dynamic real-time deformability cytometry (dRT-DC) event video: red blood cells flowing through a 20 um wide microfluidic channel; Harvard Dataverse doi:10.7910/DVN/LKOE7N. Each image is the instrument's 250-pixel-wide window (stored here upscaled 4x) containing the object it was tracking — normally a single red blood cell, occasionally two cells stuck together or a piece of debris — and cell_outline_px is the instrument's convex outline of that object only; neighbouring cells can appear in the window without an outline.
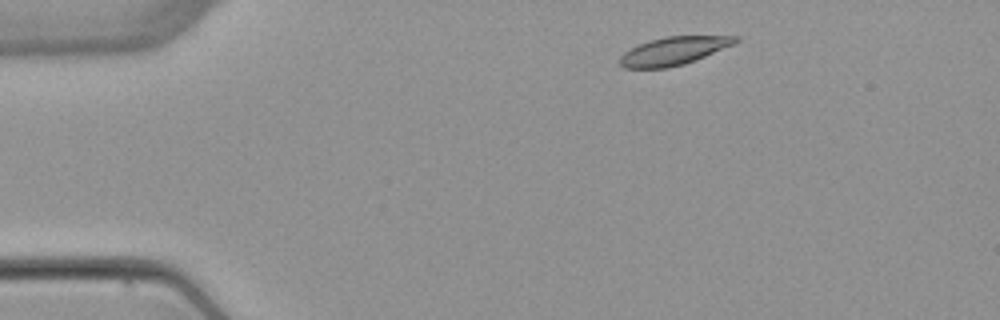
{"species": "common noctule bat (a hibernating species)", "species_latin": "Nyctalus noctula", "temperature_condition": "warm", "stored_images_in_passage": 2, "camera_frame_rate_fps": 3000, "um_per_image_px": 0.085, "animal": {"sex": "female", "body_mass_g": 22.7, "forearm_length_mm": 54.2}, "frame": {"image": 1, "passage_image": 1, "time_ms": 0.0, "image_size_px": [1000, 320], "cell_outline_px": [[740, 40], [736, 44], [696, 60], [684, 64], [668, 68], [624, 68], [616, 60], [624, 52], [640, 44], [664, 36], [740, 36]], "centroid_in_image_um": [57.29, 4.33], "position_along_channel_um": 27.7, "area_um2": 19.07}}